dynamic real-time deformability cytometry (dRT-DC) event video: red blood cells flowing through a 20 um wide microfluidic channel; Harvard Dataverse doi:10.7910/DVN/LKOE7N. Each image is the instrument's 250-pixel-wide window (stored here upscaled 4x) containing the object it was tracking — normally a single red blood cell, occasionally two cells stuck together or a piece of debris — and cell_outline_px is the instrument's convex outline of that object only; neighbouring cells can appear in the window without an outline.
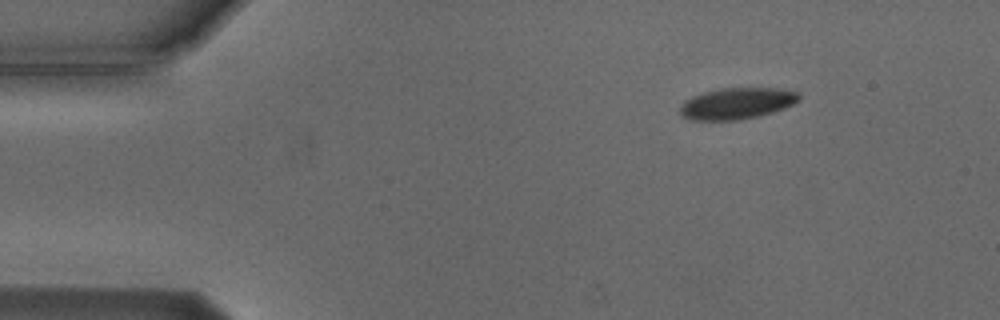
{"species": "Egyptian fruit bat (a non-hibernating species)", "species_latin": "Rousettus aegyptiacus", "temperature_condition": "cold", "stored_images_in_passage": 3, "camera_frame_rate_fps": 3000, "um_per_image_px": 0.085, "animal": {"sex": "male"}, "frame": {"image": 1, "passage_image": 1, "time_ms": 0.0, "image_size_px": [1000, 320], "cell_outline_px": [[800, 100], [784, 108], [760, 116], [736, 120], [688, 120], [680, 116], [680, 104], [684, 100], [692, 96], [704, 92], [720, 88], [776, 88], [800, 92]], "centroid_in_image_um": [62.6, 8.79], "position_along_channel_um": 22.4, "area_um2": 21.96}}
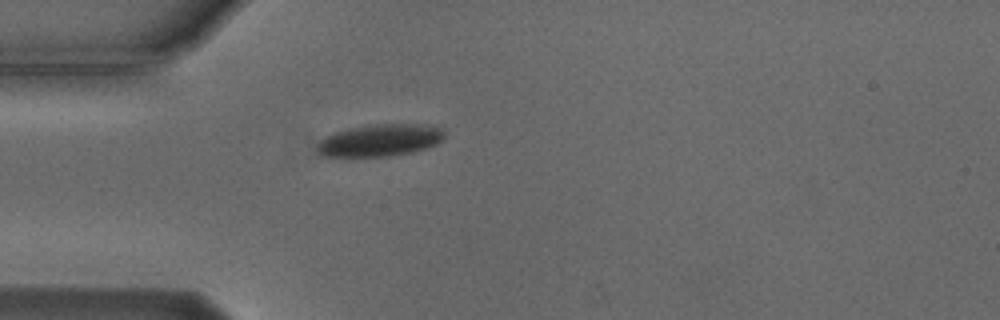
{"frame": {"image": 2, "passage_image": 3, "time_ms": 2.667, "image_size_px": [1000, 320], "cell_outline_px": [[444, 140], [428, 148], [412, 152], [388, 156], [320, 156], [316, 152], [316, 144], [324, 136], [332, 132], [348, 128], [376, 124], [416, 124], [444, 128]], "centroid_in_image_um": [32.26, 11.92], "position_along_channel_um": 52.7, "area_um2": 24.1}}